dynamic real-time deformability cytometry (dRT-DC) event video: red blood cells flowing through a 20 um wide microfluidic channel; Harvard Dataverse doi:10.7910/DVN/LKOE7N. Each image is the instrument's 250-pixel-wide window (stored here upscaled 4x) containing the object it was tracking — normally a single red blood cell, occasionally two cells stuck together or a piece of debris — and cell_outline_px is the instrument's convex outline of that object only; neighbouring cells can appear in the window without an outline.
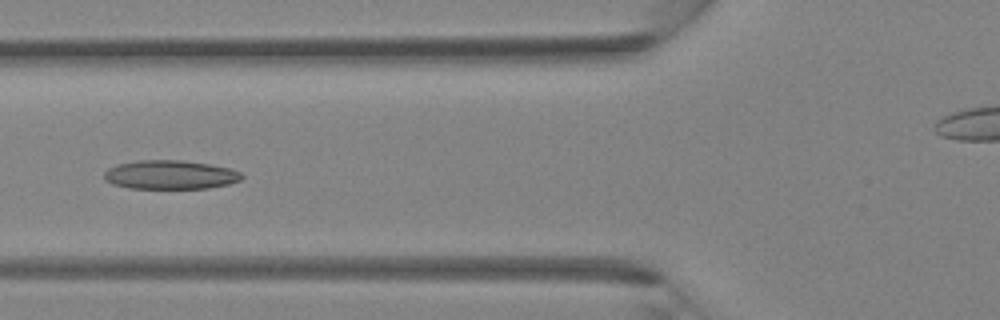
{"species": "Egyptian fruit bat (a non-hibernating species)", "species_latin": "Rousettus aegyptiacus", "temperature_condition": "room temperature", "stored_images_in_passage": 3, "camera_frame_rate_fps": 3000, "um_per_image_px": 0.085, "animal": {"sex": "female"}, "frame": {"image": 1, "passage_image": 3, "time_ms": 0.667, "image_size_px": [1000, 320], "cell_outline_px": [[244, 176], [240, 180], [228, 184], [208, 188], [128, 188], [112, 184], [104, 180], [104, 172], [108, 168], [116, 164], [136, 160], [180, 160], [208, 164], [228, 168], [240, 172]], "centroid_in_image_um": [14.42, 14.85], "position_along_channel_um": 111.4, "area_um2": 23.18}}